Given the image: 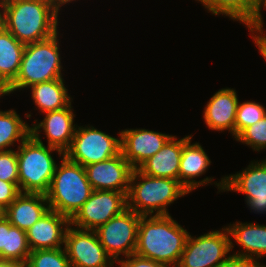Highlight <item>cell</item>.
<instances>
[{
    "label": "cell",
    "instance_id": "cb8c5ba5",
    "mask_svg": "<svg viewBox=\"0 0 266 267\" xmlns=\"http://www.w3.org/2000/svg\"><path fill=\"white\" fill-rule=\"evenodd\" d=\"M214 15H226L247 27L256 17L260 0H197Z\"/></svg>",
    "mask_w": 266,
    "mask_h": 267
},
{
    "label": "cell",
    "instance_id": "30bf717a",
    "mask_svg": "<svg viewBox=\"0 0 266 267\" xmlns=\"http://www.w3.org/2000/svg\"><path fill=\"white\" fill-rule=\"evenodd\" d=\"M126 209L127 198L123 192L93 190L90 197L70 219V224L79 229L96 230Z\"/></svg>",
    "mask_w": 266,
    "mask_h": 267
},
{
    "label": "cell",
    "instance_id": "f1b7e54d",
    "mask_svg": "<svg viewBox=\"0 0 266 267\" xmlns=\"http://www.w3.org/2000/svg\"><path fill=\"white\" fill-rule=\"evenodd\" d=\"M235 139L247 144L254 151L259 152L266 149V115L258 122L245 128Z\"/></svg>",
    "mask_w": 266,
    "mask_h": 267
},
{
    "label": "cell",
    "instance_id": "44dd1931",
    "mask_svg": "<svg viewBox=\"0 0 266 267\" xmlns=\"http://www.w3.org/2000/svg\"><path fill=\"white\" fill-rule=\"evenodd\" d=\"M25 45L0 25V94L16 79Z\"/></svg>",
    "mask_w": 266,
    "mask_h": 267
},
{
    "label": "cell",
    "instance_id": "d6986e66",
    "mask_svg": "<svg viewBox=\"0 0 266 267\" xmlns=\"http://www.w3.org/2000/svg\"><path fill=\"white\" fill-rule=\"evenodd\" d=\"M49 210L46 194L20 193L5 209V218L12 226L26 232Z\"/></svg>",
    "mask_w": 266,
    "mask_h": 267
},
{
    "label": "cell",
    "instance_id": "6da1fadb",
    "mask_svg": "<svg viewBox=\"0 0 266 267\" xmlns=\"http://www.w3.org/2000/svg\"><path fill=\"white\" fill-rule=\"evenodd\" d=\"M0 25L27 45L58 32V11L46 0H0Z\"/></svg>",
    "mask_w": 266,
    "mask_h": 267
},
{
    "label": "cell",
    "instance_id": "ac0fdd59",
    "mask_svg": "<svg viewBox=\"0 0 266 267\" xmlns=\"http://www.w3.org/2000/svg\"><path fill=\"white\" fill-rule=\"evenodd\" d=\"M191 136L184 137L178 181L190 192L199 186L208 185L213 178L206 177L201 181L194 180L206 172L211 161L199 143L191 144Z\"/></svg>",
    "mask_w": 266,
    "mask_h": 267
},
{
    "label": "cell",
    "instance_id": "2e32d148",
    "mask_svg": "<svg viewBox=\"0 0 266 267\" xmlns=\"http://www.w3.org/2000/svg\"><path fill=\"white\" fill-rule=\"evenodd\" d=\"M45 114L43 121L32 124L31 135H39L42 128L48 146L55 147L64 153L70 147L76 129L75 124L73 125L75 114H73L71 103L63 109Z\"/></svg>",
    "mask_w": 266,
    "mask_h": 267
},
{
    "label": "cell",
    "instance_id": "603a6c76",
    "mask_svg": "<svg viewBox=\"0 0 266 267\" xmlns=\"http://www.w3.org/2000/svg\"><path fill=\"white\" fill-rule=\"evenodd\" d=\"M29 88L35 105L42 113L63 109L72 101L63 78L37 83Z\"/></svg>",
    "mask_w": 266,
    "mask_h": 267
},
{
    "label": "cell",
    "instance_id": "484cf974",
    "mask_svg": "<svg viewBox=\"0 0 266 267\" xmlns=\"http://www.w3.org/2000/svg\"><path fill=\"white\" fill-rule=\"evenodd\" d=\"M31 249L28 244L26 232L12 226L8 221L7 249H3V261L24 266L30 256Z\"/></svg>",
    "mask_w": 266,
    "mask_h": 267
},
{
    "label": "cell",
    "instance_id": "60d3db41",
    "mask_svg": "<svg viewBox=\"0 0 266 267\" xmlns=\"http://www.w3.org/2000/svg\"><path fill=\"white\" fill-rule=\"evenodd\" d=\"M115 263H116V261H114L113 263H111L108 267H112ZM117 263L120 265L119 267H123L120 262L117 261Z\"/></svg>",
    "mask_w": 266,
    "mask_h": 267
},
{
    "label": "cell",
    "instance_id": "9a60e30c",
    "mask_svg": "<svg viewBox=\"0 0 266 267\" xmlns=\"http://www.w3.org/2000/svg\"><path fill=\"white\" fill-rule=\"evenodd\" d=\"M69 225L68 217L50 209L26 231L31 251L61 248Z\"/></svg>",
    "mask_w": 266,
    "mask_h": 267
},
{
    "label": "cell",
    "instance_id": "8992f818",
    "mask_svg": "<svg viewBox=\"0 0 266 267\" xmlns=\"http://www.w3.org/2000/svg\"><path fill=\"white\" fill-rule=\"evenodd\" d=\"M92 192L85 168L63 156L55 168L46 198L51 210L71 219Z\"/></svg>",
    "mask_w": 266,
    "mask_h": 267
},
{
    "label": "cell",
    "instance_id": "7c38bea8",
    "mask_svg": "<svg viewBox=\"0 0 266 267\" xmlns=\"http://www.w3.org/2000/svg\"><path fill=\"white\" fill-rule=\"evenodd\" d=\"M220 191H235L246 194V203L257 213L266 211V159L251 162L242 172L227 175L214 183Z\"/></svg>",
    "mask_w": 266,
    "mask_h": 267
},
{
    "label": "cell",
    "instance_id": "ba28073f",
    "mask_svg": "<svg viewBox=\"0 0 266 267\" xmlns=\"http://www.w3.org/2000/svg\"><path fill=\"white\" fill-rule=\"evenodd\" d=\"M228 235L226 226L199 237L189 234L177 267H220L234 247Z\"/></svg>",
    "mask_w": 266,
    "mask_h": 267
},
{
    "label": "cell",
    "instance_id": "9c48e42d",
    "mask_svg": "<svg viewBox=\"0 0 266 267\" xmlns=\"http://www.w3.org/2000/svg\"><path fill=\"white\" fill-rule=\"evenodd\" d=\"M140 217L141 215L127 208L95 230L100 243L113 261H119L121 254L126 258L135 253Z\"/></svg>",
    "mask_w": 266,
    "mask_h": 267
},
{
    "label": "cell",
    "instance_id": "4fadbf2b",
    "mask_svg": "<svg viewBox=\"0 0 266 267\" xmlns=\"http://www.w3.org/2000/svg\"><path fill=\"white\" fill-rule=\"evenodd\" d=\"M93 190H113L126 196L134 168L122 152L107 160L84 167Z\"/></svg>",
    "mask_w": 266,
    "mask_h": 267
},
{
    "label": "cell",
    "instance_id": "ffe728a7",
    "mask_svg": "<svg viewBox=\"0 0 266 267\" xmlns=\"http://www.w3.org/2000/svg\"><path fill=\"white\" fill-rule=\"evenodd\" d=\"M183 146L184 137L177 140V137L172 136L155 155L144 161L138 169L152 177L178 180Z\"/></svg>",
    "mask_w": 266,
    "mask_h": 267
},
{
    "label": "cell",
    "instance_id": "74e56055",
    "mask_svg": "<svg viewBox=\"0 0 266 267\" xmlns=\"http://www.w3.org/2000/svg\"><path fill=\"white\" fill-rule=\"evenodd\" d=\"M52 3V5L54 6V8L59 12L60 11V7H61V0H46Z\"/></svg>",
    "mask_w": 266,
    "mask_h": 267
},
{
    "label": "cell",
    "instance_id": "52a82bcc",
    "mask_svg": "<svg viewBox=\"0 0 266 267\" xmlns=\"http://www.w3.org/2000/svg\"><path fill=\"white\" fill-rule=\"evenodd\" d=\"M120 152L121 133H119V138H115L93 126H78L64 156L69 161L85 167L107 160Z\"/></svg>",
    "mask_w": 266,
    "mask_h": 267
},
{
    "label": "cell",
    "instance_id": "d6a6232c",
    "mask_svg": "<svg viewBox=\"0 0 266 267\" xmlns=\"http://www.w3.org/2000/svg\"><path fill=\"white\" fill-rule=\"evenodd\" d=\"M220 267H266L265 265H261L258 261V258L252 257H241L236 255H230L225 263H223Z\"/></svg>",
    "mask_w": 266,
    "mask_h": 267
},
{
    "label": "cell",
    "instance_id": "836d02e7",
    "mask_svg": "<svg viewBox=\"0 0 266 267\" xmlns=\"http://www.w3.org/2000/svg\"><path fill=\"white\" fill-rule=\"evenodd\" d=\"M8 220L4 217L0 220V261H3V249H7Z\"/></svg>",
    "mask_w": 266,
    "mask_h": 267
},
{
    "label": "cell",
    "instance_id": "277c9868",
    "mask_svg": "<svg viewBox=\"0 0 266 267\" xmlns=\"http://www.w3.org/2000/svg\"><path fill=\"white\" fill-rule=\"evenodd\" d=\"M57 151L59 157L64 153L52 146H45L39 135H29L19 146L18 188L21 193L46 194L57 166L52 152Z\"/></svg>",
    "mask_w": 266,
    "mask_h": 267
},
{
    "label": "cell",
    "instance_id": "5b68a950",
    "mask_svg": "<svg viewBox=\"0 0 266 267\" xmlns=\"http://www.w3.org/2000/svg\"><path fill=\"white\" fill-rule=\"evenodd\" d=\"M59 49L58 32L48 39L25 45L17 77L0 96L63 78Z\"/></svg>",
    "mask_w": 266,
    "mask_h": 267
},
{
    "label": "cell",
    "instance_id": "d4e9b609",
    "mask_svg": "<svg viewBox=\"0 0 266 267\" xmlns=\"http://www.w3.org/2000/svg\"><path fill=\"white\" fill-rule=\"evenodd\" d=\"M30 134L31 127L15 110H0V151L11 150L10 146L16 141L21 144Z\"/></svg>",
    "mask_w": 266,
    "mask_h": 267
},
{
    "label": "cell",
    "instance_id": "d590c367",
    "mask_svg": "<svg viewBox=\"0 0 266 267\" xmlns=\"http://www.w3.org/2000/svg\"><path fill=\"white\" fill-rule=\"evenodd\" d=\"M264 7L266 9V0H260L259 11L254 18L253 22L248 26L249 31H263V18L261 14V9Z\"/></svg>",
    "mask_w": 266,
    "mask_h": 267
},
{
    "label": "cell",
    "instance_id": "f35d334b",
    "mask_svg": "<svg viewBox=\"0 0 266 267\" xmlns=\"http://www.w3.org/2000/svg\"><path fill=\"white\" fill-rule=\"evenodd\" d=\"M5 217V208L0 205V220Z\"/></svg>",
    "mask_w": 266,
    "mask_h": 267
},
{
    "label": "cell",
    "instance_id": "5bb4252c",
    "mask_svg": "<svg viewBox=\"0 0 266 267\" xmlns=\"http://www.w3.org/2000/svg\"><path fill=\"white\" fill-rule=\"evenodd\" d=\"M120 133L121 152L134 169L155 155L172 137L148 129H125Z\"/></svg>",
    "mask_w": 266,
    "mask_h": 267
},
{
    "label": "cell",
    "instance_id": "4316f807",
    "mask_svg": "<svg viewBox=\"0 0 266 267\" xmlns=\"http://www.w3.org/2000/svg\"><path fill=\"white\" fill-rule=\"evenodd\" d=\"M23 267H72L64 247L37 249L30 252Z\"/></svg>",
    "mask_w": 266,
    "mask_h": 267
},
{
    "label": "cell",
    "instance_id": "e575fe53",
    "mask_svg": "<svg viewBox=\"0 0 266 267\" xmlns=\"http://www.w3.org/2000/svg\"><path fill=\"white\" fill-rule=\"evenodd\" d=\"M250 32H252L251 37L253 38L254 43L256 44V46H258L259 52L266 61V35H265L266 33L265 32L263 33V31H250Z\"/></svg>",
    "mask_w": 266,
    "mask_h": 267
},
{
    "label": "cell",
    "instance_id": "83f0119b",
    "mask_svg": "<svg viewBox=\"0 0 266 267\" xmlns=\"http://www.w3.org/2000/svg\"><path fill=\"white\" fill-rule=\"evenodd\" d=\"M266 115V109L255 101L238 102L235 117V138L247 127L258 122Z\"/></svg>",
    "mask_w": 266,
    "mask_h": 267
},
{
    "label": "cell",
    "instance_id": "f546056e",
    "mask_svg": "<svg viewBox=\"0 0 266 267\" xmlns=\"http://www.w3.org/2000/svg\"><path fill=\"white\" fill-rule=\"evenodd\" d=\"M0 179L18 187L17 152L13 149L0 151Z\"/></svg>",
    "mask_w": 266,
    "mask_h": 267
},
{
    "label": "cell",
    "instance_id": "1f68e13d",
    "mask_svg": "<svg viewBox=\"0 0 266 267\" xmlns=\"http://www.w3.org/2000/svg\"><path fill=\"white\" fill-rule=\"evenodd\" d=\"M125 259L118 261L122 264L123 267H170L167 264L156 262L152 259L139 256L135 253L131 254Z\"/></svg>",
    "mask_w": 266,
    "mask_h": 267
},
{
    "label": "cell",
    "instance_id": "3957f363",
    "mask_svg": "<svg viewBox=\"0 0 266 267\" xmlns=\"http://www.w3.org/2000/svg\"><path fill=\"white\" fill-rule=\"evenodd\" d=\"M188 193L176 179L152 177L137 168L131 175L127 208L141 216H152L154 212L155 215H169L166 207Z\"/></svg>",
    "mask_w": 266,
    "mask_h": 267
},
{
    "label": "cell",
    "instance_id": "7a4b0ae2",
    "mask_svg": "<svg viewBox=\"0 0 266 267\" xmlns=\"http://www.w3.org/2000/svg\"><path fill=\"white\" fill-rule=\"evenodd\" d=\"M188 236L171 215L141 216L135 254L177 267Z\"/></svg>",
    "mask_w": 266,
    "mask_h": 267
},
{
    "label": "cell",
    "instance_id": "8d00e7d4",
    "mask_svg": "<svg viewBox=\"0 0 266 267\" xmlns=\"http://www.w3.org/2000/svg\"><path fill=\"white\" fill-rule=\"evenodd\" d=\"M0 267H22V266L12 262L0 261Z\"/></svg>",
    "mask_w": 266,
    "mask_h": 267
},
{
    "label": "cell",
    "instance_id": "4dcf8cb0",
    "mask_svg": "<svg viewBox=\"0 0 266 267\" xmlns=\"http://www.w3.org/2000/svg\"><path fill=\"white\" fill-rule=\"evenodd\" d=\"M19 188L12 182H6L0 179V205L5 209L20 194Z\"/></svg>",
    "mask_w": 266,
    "mask_h": 267
},
{
    "label": "cell",
    "instance_id": "e0dca14e",
    "mask_svg": "<svg viewBox=\"0 0 266 267\" xmlns=\"http://www.w3.org/2000/svg\"><path fill=\"white\" fill-rule=\"evenodd\" d=\"M239 99L235 89L223 88L206 104L204 120L209 129L228 130L235 138V117Z\"/></svg>",
    "mask_w": 266,
    "mask_h": 267
},
{
    "label": "cell",
    "instance_id": "8fae6325",
    "mask_svg": "<svg viewBox=\"0 0 266 267\" xmlns=\"http://www.w3.org/2000/svg\"><path fill=\"white\" fill-rule=\"evenodd\" d=\"M68 226L64 248L72 267H108L114 261L100 243L95 230Z\"/></svg>",
    "mask_w": 266,
    "mask_h": 267
},
{
    "label": "cell",
    "instance_id": "ab89813d",
    "mask_svg": "<svg viewBox=\"0 0 266 267\" xmlns=\"http://www.w3.org/2000/svg\"><path fill=\"white\" fill-rule=\"evenodd\" d=\"M74 0H61V7L63 6V4H66V3H70Z\"/></svg>",
    "mask_w": 266,
    "mask_h": 267
},
{
    "label": "cell",
    "instance_id": "7402d4cb",
    "mask_svg": "<svg viewBox=\"0 0 266 267\" xmlns=\"http://www.w3.org/2000/svg\"><path fill=\"white\" fill-rule=\"evenodd\" d=\"M229 236H232L238 245L242 246V252L233 255L241 257L261 258L266 255V226L255 223L230 224L226 227Z\"/></svg>",
    "mask_w": 266,
    "mask_h": 267
}]
</instances>
